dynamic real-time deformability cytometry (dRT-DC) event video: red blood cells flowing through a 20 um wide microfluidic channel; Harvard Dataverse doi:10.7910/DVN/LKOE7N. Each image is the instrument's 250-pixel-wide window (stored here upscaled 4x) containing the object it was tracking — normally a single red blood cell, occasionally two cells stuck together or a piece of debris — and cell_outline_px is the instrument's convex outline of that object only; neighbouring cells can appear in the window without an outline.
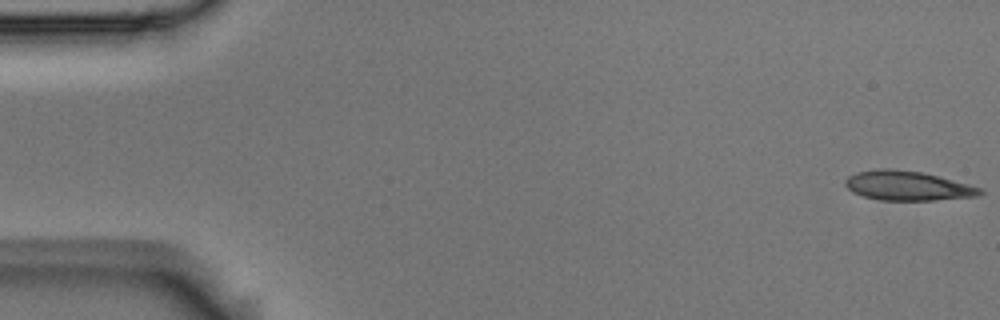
{"species": "Egyptian fruit bat (a non-hibernating species)", "species_latin": "Rousettus aegyptiacus", "temperature_condition": "room temperature", "stored_images_in_passage": 54, "camera_frame_rate_fps": 3000, "um_per_image_px": 0.085, "animal": {"sex": "male"}, "frame": {"image": 1, "passage_image": 1, "time_ms": 0.0, "image_size_px": [1000, 320], "cell_outline_px": [[984, 192], [980, 196], [936, 200], [880, 200], [864, 196], [852, 192], [844, 184], [844, 180], [848, 176], [856, 172], [880, 168], [888, 168], [924, 172], [984, 188]], "centroid_in_image_um": [77.18, 15.78], "position_along_channel_um": 7.8, "area_um2": 23.41}}
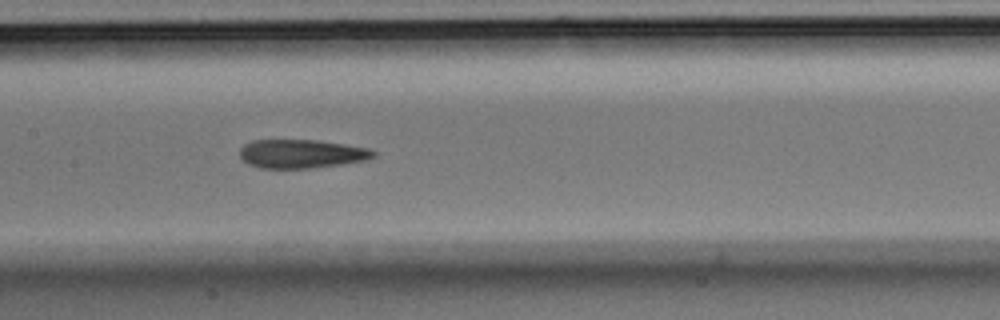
{"frame": {"image": 2, "passage_image": 26, "time_ms": 8.333, "image_size_px": [1000, 320], "cell_outline_px": [[376, 156], [368, 160], [344, 164], [308, 168], [260, 168], [248, 164], [240, 156], [240, 148], [244, 144], [252, 140], [320, 140], [372, 148], [376, 152]], "centroid_in_image_um": [25.68, 13.06], "position_along_channel_um": 181.7, "area_um2": 22.66}}
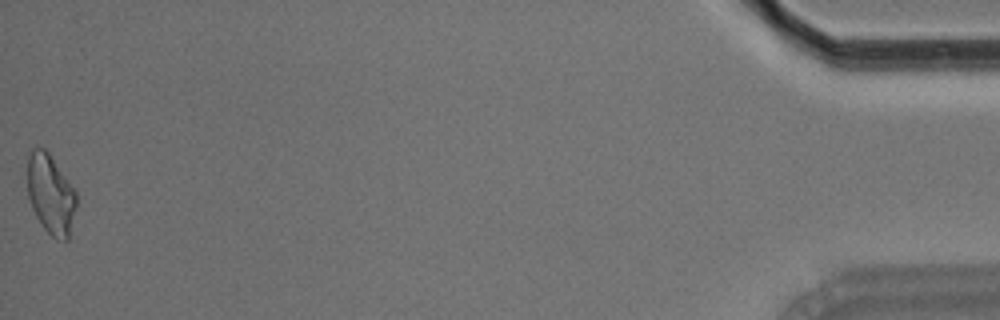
{"frame": {"image": 3, "passage_image": 54, "time_ms": 17.667, "image_size_px": [1000, 320], "cell_outline_px": [[76, 208], [68, 240], [56, 240], [44, 228], [36, 216], [32, 208], [28, 196], [28, 156], [32, 148], [44, 148], [48, 152], [76, 192]], "centroid_in_image_um": [4.31, 16.53], "position_along_channel_um": 430.9, "area_um2": 22.48}, "authors_computed_cell_mechanics": {"area_um2": 23.1489, "velocity_mm_per_s": 3.7197, "shape_relaxation_time_tau1_ms": 8.3838, "shape_relaxation_time_tau2_ms": 2.7346, "deformation_change_tau1": 0.2014, "deformation_change_tau2": 0.1002}}